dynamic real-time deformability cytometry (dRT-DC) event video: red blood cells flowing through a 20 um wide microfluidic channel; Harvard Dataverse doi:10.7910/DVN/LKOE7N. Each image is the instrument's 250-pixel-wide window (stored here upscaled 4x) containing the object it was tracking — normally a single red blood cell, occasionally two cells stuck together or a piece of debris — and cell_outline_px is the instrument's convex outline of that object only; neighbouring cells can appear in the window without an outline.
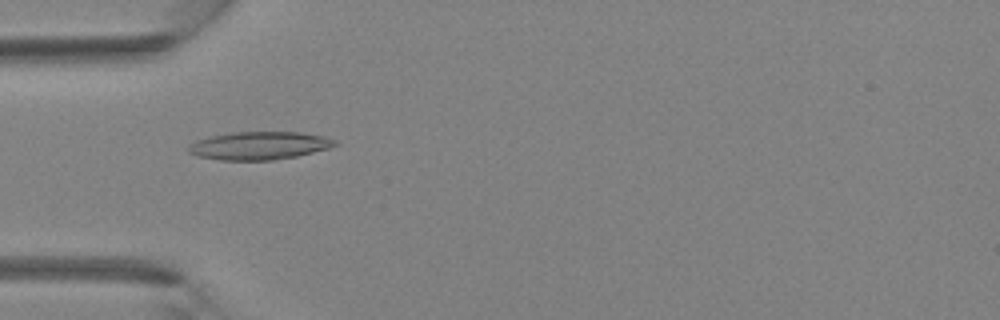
{"species": "Egyptian fruit bat (a non-hibernating species)", "species_latin": "Rousettus aegyptiacus", "temperature_condition": "room temperature", "stored_images_in_passage": 5, "camera_frame_rate_fps": 3000, "um_per_image_px": 0.085, "animal": {"sex": "female"}, "frame": {"image": 1, "passage_image": 4, "time_ms": 1.0, "image_size_px": [1000, 320], "cell_outline_px": [[340, 144], [328, 148], [296, 156], [272, 160], [220, 160], [196, 156], [188, 152], [188, 144], [196, 140], [212, 136], [232, 132], [300, 132], [324, 136], [336, 140]], "centroid_in_image_um": [22.02, 12.37], "position_along_channel_um": 63.0, "area_um2": 23.93}}
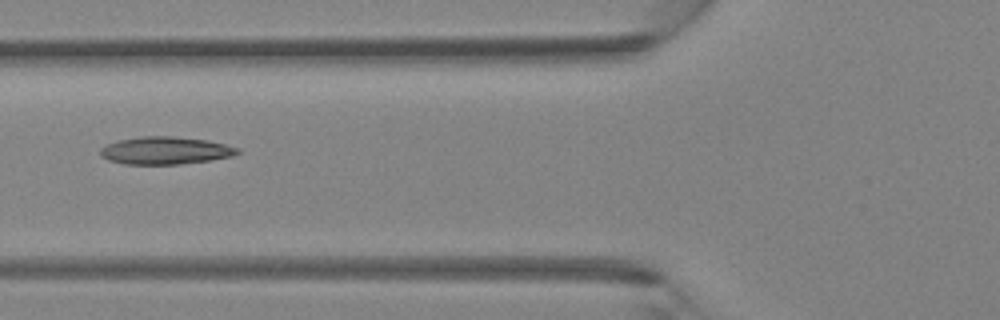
{"frame": {"image": 2, "passage_image": 5, "time_ms": 1.333, "image_size_px": [1000, 320], "cell_outline_px": [[240, 152], [232, 156], [212, 160], [180, 164], [124, 164], [108, 160], [100, 156], [100, 148], [116, 140], [140, 136], [172, 136], [208, 140], [240, 148]], "centroid_in_image_um": [14.04, 12.79], "position_along_channel_um": 111.8, "area_um2": 22.2}}